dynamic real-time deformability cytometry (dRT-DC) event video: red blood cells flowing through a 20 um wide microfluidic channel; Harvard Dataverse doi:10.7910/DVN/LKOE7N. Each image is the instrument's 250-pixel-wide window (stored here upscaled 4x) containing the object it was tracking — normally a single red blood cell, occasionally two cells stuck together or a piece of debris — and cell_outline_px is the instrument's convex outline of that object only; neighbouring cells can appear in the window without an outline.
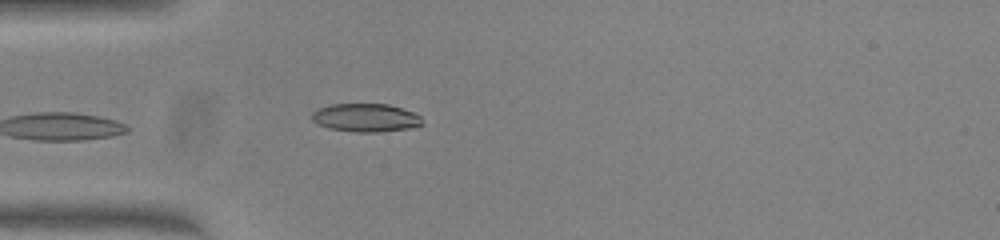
{"species": "common noctule bat (a hibernating species)", "species_latin": "Nyctalus noctula", "temperature_condition": "warm", "stored_images_in_passage": 35, "camera_frame_rate_fps": 3000, "um_per_image_px": 0.085, "animal": {"sex": "female", "body_mass_g": 23.0, "forearm_length_mm": 53.4}, "frame": {"image": 1, "passage_image": 1, "time_ms": 0.0, "image_size_px": [1000, 240], "cell_outline_px": [[424, 124], [408, 128], [380, 132], [356, 132], [332, 128], [320, 124], [312, 120], [312, 112], [320, 108], [332, 104], [388, 104], [412, 112], [420, 116]], "centroid_in_image_um": [31.11, 10.0], "position_along_channel_um": 53.9, "area_um2": 17.86}}